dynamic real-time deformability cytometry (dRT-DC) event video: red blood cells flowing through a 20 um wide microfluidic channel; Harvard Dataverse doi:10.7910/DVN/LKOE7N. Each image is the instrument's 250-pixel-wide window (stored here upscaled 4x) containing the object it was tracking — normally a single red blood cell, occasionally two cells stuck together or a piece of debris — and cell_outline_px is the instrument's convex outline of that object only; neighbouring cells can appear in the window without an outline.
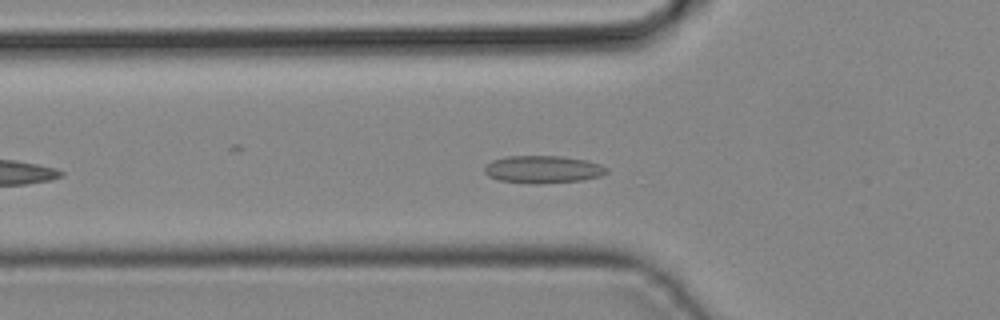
{"species": "common noctule bat (a hibernating species)", "species_latin": "Nyctalus noctula", "temperature_condition": "cold", "stored_images_in_passage": 33, "camera_frame_rate_fps": 3000, "um_per_image_px": 0.085, "animal": {"sex": "male", "body_mass_g": 19.2, "forearm_length_mm": 51.8}, "frame": {"image": 1, "passage_image": 7, "time_ms": 2.0, "image_size_px": [1000, 320], "cell_outline_px": [[608, 172], [600, 176], [580, 180], [500, 180], [488, 176], [484, 172], [484, 168], [492, 160], [508, 156], [560, 156], [588, 160], [600, 164], [608, 168]], "centroid_in_image_um": [46.19, 14.32], "position_along_channel_um": 79.6, "area_um2": 18.32}}
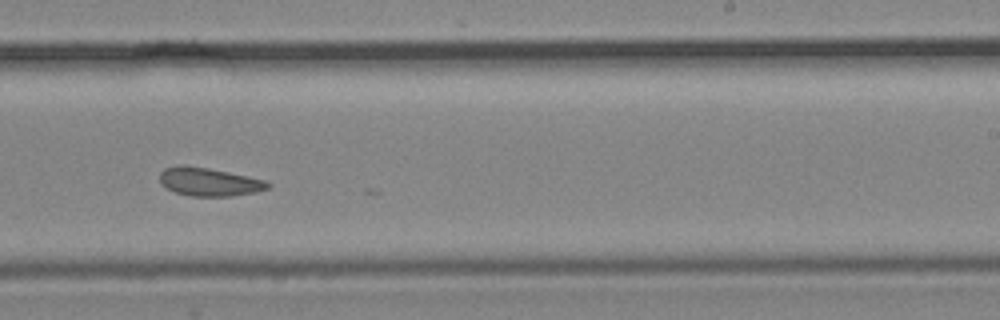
{"frame": {"image": 2, "passage_image": 19, "time_ms": 6.0, "image_size_px": [1000, 320], "cell_outline_px": [[272, 184], [268, 188], [256, 192], [232, 196], [192, 196], [176, 192], [168, 188], [160, 180], [160, 172], [164, 168], [180, 164], [184, 164], [208, 168], [268, 180]], "centroid_in_image_um": [17.81, 15.44], "position_along_channel_um": 271.2, "area_um2": 17.86}}
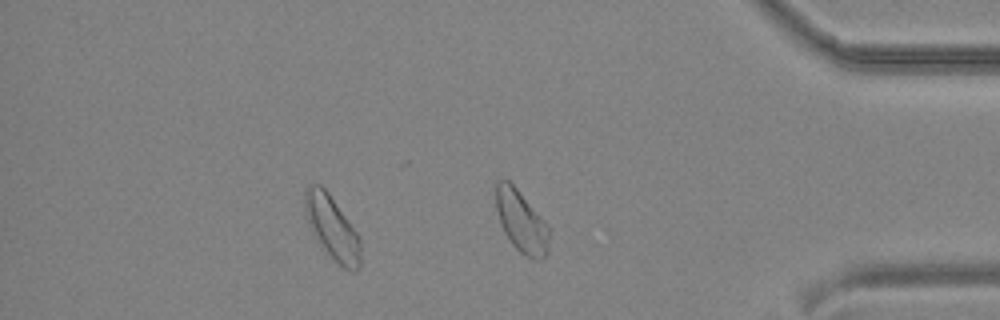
{"frame": {"image": 3, "passage_image": 28, "time_ms": 9.0, "image_size_px": [1000, 320], "cell_outline_px": [[360, 268], [356, 272], [352, 272], [344, 268], [316, 240], [304, 212], [304, 188], [308, 184], [320, 184], [328, 192], [348, 220], [356, 232], [360, 240]], "centroid_in_image_um": [28.21, 19.32], "position_along_channel_um": 407.0, "area_um2": 20.4}}